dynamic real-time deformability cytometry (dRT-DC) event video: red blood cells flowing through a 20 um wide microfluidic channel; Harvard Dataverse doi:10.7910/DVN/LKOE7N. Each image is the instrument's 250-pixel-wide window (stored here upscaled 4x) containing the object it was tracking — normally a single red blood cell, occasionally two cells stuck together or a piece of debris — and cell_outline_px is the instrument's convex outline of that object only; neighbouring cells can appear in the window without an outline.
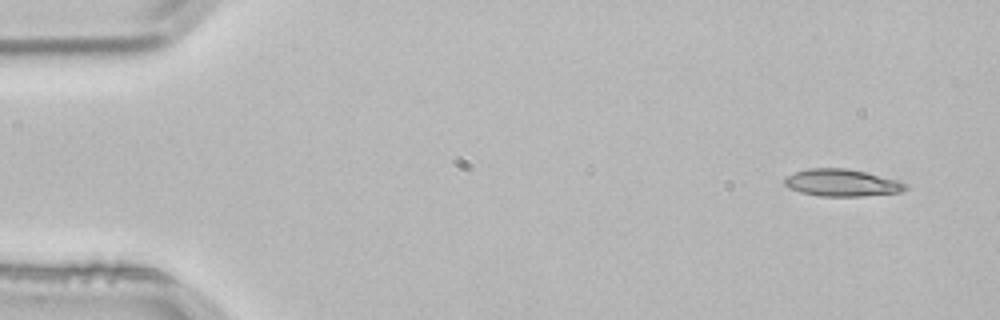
{"species": "common noctule bat (a hibernating species)", "species_latin": "Nyctalus noctula", "temperature_condition": "room temperature", "stored_images_in_passage": 3, "camera_frame_rate_fps": 3000, "um_per_image_px": 0.085, "animal": {"sex": "male", "body_mass_g": 21.5, "forearm_length_mm": 52.0}, "frame": {"image": 1, "passage_image": 1, "time_ms": 0.0, "image_size_px": [1000, 320], "cell_outline_px": [[908, 188], [900, 192], [860, 196], [820, 196], [800, 192], [788, 188], [784, 184], [784, 176], [808, 168], [844, 168], [864, 172], [896, 180], [908, 184]], "centroid_in_image_um": [71.51, 15.54], "position_along_channel_um": 13.5, "area_um2": 19.02}}